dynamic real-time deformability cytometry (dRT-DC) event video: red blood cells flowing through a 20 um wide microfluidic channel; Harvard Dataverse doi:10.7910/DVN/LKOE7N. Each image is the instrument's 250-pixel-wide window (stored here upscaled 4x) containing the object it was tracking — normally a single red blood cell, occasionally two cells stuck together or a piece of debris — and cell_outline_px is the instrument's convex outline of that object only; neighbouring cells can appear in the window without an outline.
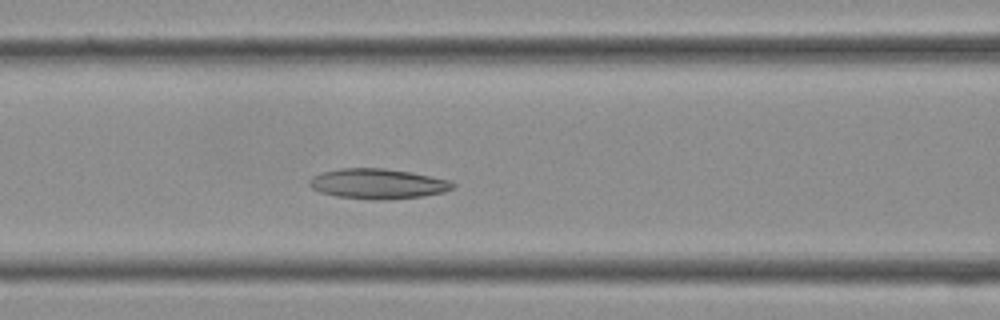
{"species": "Egyptian fruit bat (a non-hibernating species)", "species_latin": "Rousettus aegyptiacus", "temperature_condition": "cold", "stored_images_in_passage": 36, "camera_frame_rate_fps": 3000, "um_per_image_px": 0.085, "frame": {"image": 1, "passage_image": 14, "time_ms": 4.333, "image_size_px": [1000, 320], "cell_outline_px": [[456, 184], [452, 188], [444, 192], [424, 196], [384, 200], [380, 200], [336, 196], [320, 192], [312, 188], [308, 184], [308, 180], [312, 176], [320, 172], [340, 168], [384, 168], [408, 172], [452, 180]], "centroid_in_image_um": [32.09, 15.61], "position_along_channel_um": 134.5, "area_um2": 25.26}}
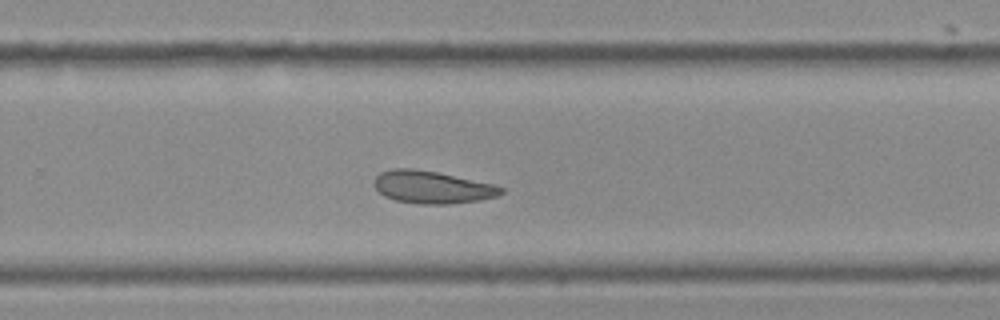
{"frame": {"image": 2, "passage_image": 23, "time_ms": 7.333, "image_size_px": [1000, 320], "cell_outline_px": [[504, 192], [496, 196], [480, 200], [448, 204], [420, 204], [396, 200], [384, 196], [372, 184], [372, 180], [380, 172], [392, 168], [412, 168], [436, 172], [492, 184], [504, 188]], "centroid_in_image_um": [36.68, 15.91], "position_along_channel_um": 293.1, "area_um2": 23.93}}
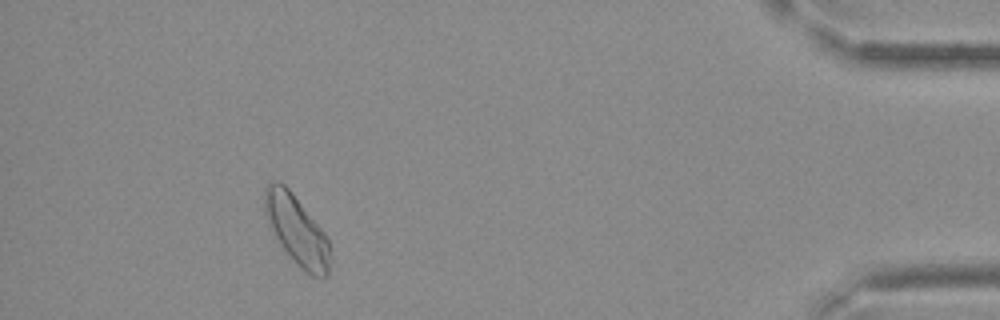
{"frame": {"image": 3, "passage_image": 33, "time_ms": 10.667, "image_size_px": [1000, 320], "cell_outline_px": [[328, 276], [312, 276], [300, 268], [296, 264], [284, 248], [276, 236], [264, 212], [264, 188], [268, 184], [276, 180], [284, 184], [292, 192], [324, 232], [328, 240]], "centroid_in_image_um": [25.2, 19.52], "position_along_channel_um": 410.0, "area_um2": 25.66}}